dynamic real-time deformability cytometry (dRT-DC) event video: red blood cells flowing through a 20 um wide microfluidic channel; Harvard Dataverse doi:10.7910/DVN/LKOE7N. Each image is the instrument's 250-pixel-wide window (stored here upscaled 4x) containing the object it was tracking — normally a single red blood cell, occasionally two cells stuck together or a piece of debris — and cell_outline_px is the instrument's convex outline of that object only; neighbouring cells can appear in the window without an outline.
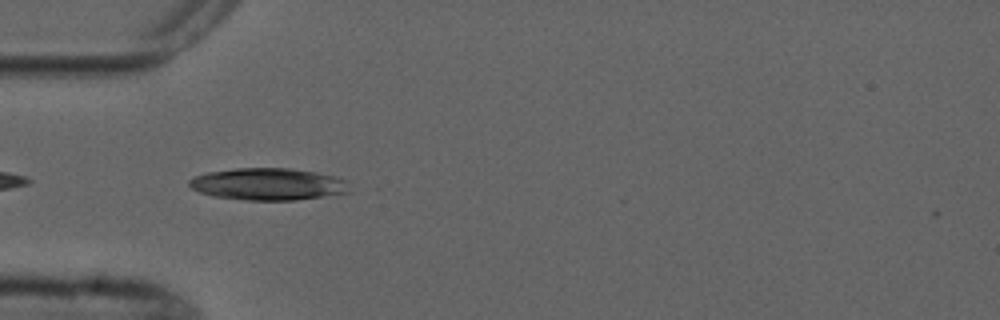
{"species": "common noctule bat (a hibernating species)", "species_latin": "Nyctalus noctula", "temperature_condition": "cold", "stored_images_in_passage": 5, "camera_frame_rate_fps": 3000, "um_per_image_px": 0.085, "animal": {"sex": "male", "forearm_length_mm": 52.5}, "frame": {"image": 1, "passage_image": 4, "time_ms": 3.667, "image_size_px": [1000, 320], "cell_outline_px": [[352, 192], [296, 200], [244, 200], [212, 196], [200, 192], [192, 188], [188, 184], [188, 180], [196, 176], [208, 172], [236, 168], [288, 168], [316, 172], [336, 176], [348, 180]], "centroid_in_image_um": [22.84, 15.65], "position_along_channel_um": 62.2, "area_um2": 30.17}}
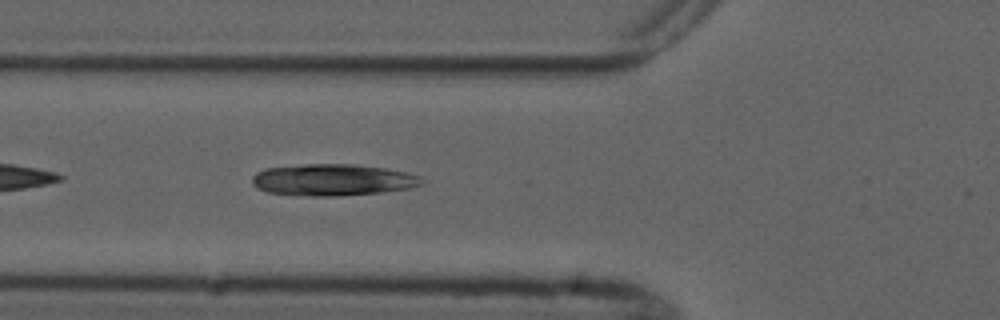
{"frame": {"image": 2, "passage_image": 5, "time_ms": 4.667, "image_size_px": [1000, 320], "cell_outline_px": [[424, 184], [408, 188], [380, 192], [336, 196], [308, 196], [268, 192], [256, 188], [252, 184], [252, 176], [256, 172], [264, 168], [308, 164], [356, 164], [384, 168], [408, 172], [420, 176], [424, 180]], "centroid_in_image_um": [28.27, 15.28], "position_along_channel_um": 97.5, "area_um2": 31.39}}